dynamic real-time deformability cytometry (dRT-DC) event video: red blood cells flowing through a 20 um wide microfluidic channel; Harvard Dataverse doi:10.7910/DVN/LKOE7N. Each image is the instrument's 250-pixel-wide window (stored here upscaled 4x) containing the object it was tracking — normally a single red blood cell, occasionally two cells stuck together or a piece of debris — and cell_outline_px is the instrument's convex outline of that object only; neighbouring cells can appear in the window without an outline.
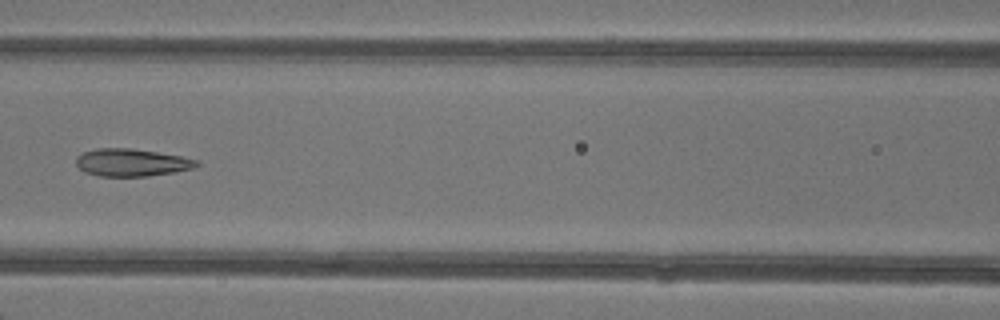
{"species": "common noctule bat (a hibernating species)", "species_latin": "Nyctalus noctula", "temperature_condition": "warm", "stored_images_in_passage": 7, "camera_frame_rate_fps": 3000, "um_per_image_px": 0.085, "animal": {"sex": "female"}, "frame": {"image": 1, "passage_image": 7, "time_ms": 7.0, "image_size_px": [1000, 320], "cell_outline_px": [[200, 164], [196, 168], [148, 176], [100, 176], [84, 172], [76, 164], [76, 156], [84, 152], [96, 148], [132, 148], [180, 156], [200, 160]], "centroid_in_image_um": [11.2, 13.81], "position_along_channel_um": 155.4, "area_um2": 19.36}}